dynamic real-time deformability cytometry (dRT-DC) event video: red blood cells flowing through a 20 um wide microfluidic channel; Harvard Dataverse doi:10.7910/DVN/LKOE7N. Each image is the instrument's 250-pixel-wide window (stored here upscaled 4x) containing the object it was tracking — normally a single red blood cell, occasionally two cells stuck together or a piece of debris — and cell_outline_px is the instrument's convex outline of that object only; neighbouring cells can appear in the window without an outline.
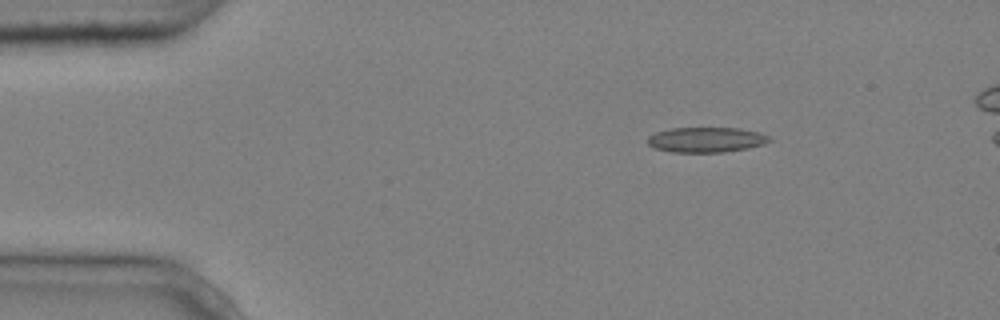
{"species": "common noctule bat (a hibernating species)", "species_latin": "Nyctalus noctula", "temperature_condition": "cold", "stored_images_in_passage": 6, "camera_frame_rate_fps": 3000, "um_per_image_px": 0.085, "animal": {"sex": "male", "body_mass_g": 20.4}, "frame": {"image": 1, "passage_image": 3, "time_ms": 0.667, "image_size_px": [1000, 320], "cell_outline_px": [[772, 140], [764, 144], [748, 148], [724, 152], [672, 152], [656, 148], [648, 144], [648, 136], [656, 132], [672, 128], [740, 128], [760, 132], [772, 136]], "centroid_in_image_um": [60.09, 11.87], "position_along_channel_um": 24.9, "area_um2": 17.92}}